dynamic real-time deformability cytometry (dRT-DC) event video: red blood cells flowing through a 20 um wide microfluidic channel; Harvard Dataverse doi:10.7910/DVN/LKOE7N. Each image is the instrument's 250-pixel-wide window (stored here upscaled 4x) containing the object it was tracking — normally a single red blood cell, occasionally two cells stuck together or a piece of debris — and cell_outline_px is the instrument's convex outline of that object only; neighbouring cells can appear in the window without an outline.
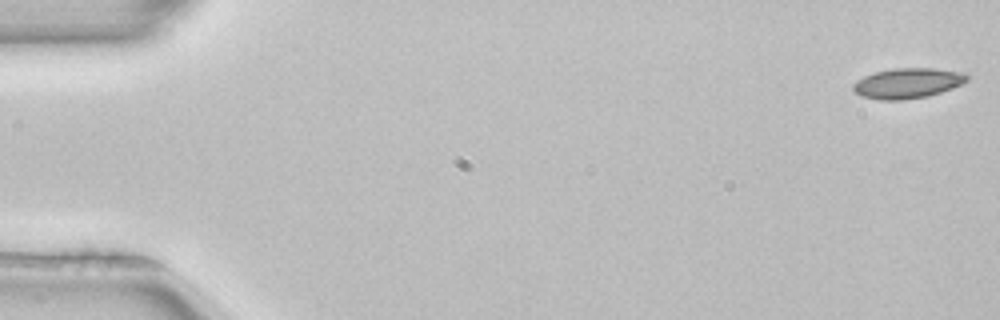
{"species": "common noctule bat (a hibernating species)", "species_latin": "Nyctalus noctula", "temperature_condition": "room temperature", "stored_images_in_passage": 12, "camera_frame_rate_fps": 3000, "um_per_image_px": 0.085, "animal": {"sex": "female", "body_mass_g": 22.7, "forearm_length_mm": 54.2}, "frame": {"image": 1, "passage_image": 1, "time_ms": 0.0, "image_size_px": [1000, 320], "cell_outline_px": [[972, 76], [968, 80], [952, 88], [928, 96], [904, 100], [880, 100], [860, 96], [852, 88], [852, 84], [856, 80], [864, 76], [876, 72], [896, 68], [932, 68], [968, 72]], "centroid_in_image_um": [77.18, 7.07], "position_along_channel_um": 7.8, "area_um2": 20.29}}
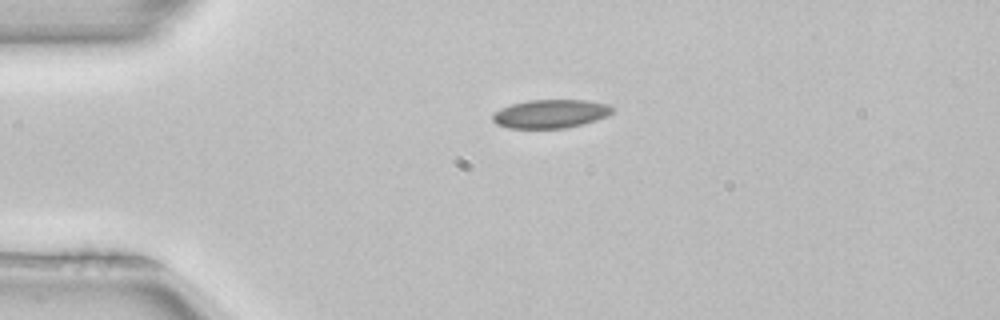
{"frame": {"image": 2, "passage_image": 12, "time_ms": 3.667, "image_size_px": [1000, 320], "cell_outline_px": [[612, 112], [608, 116], [584, 124], [568, 128], [508, 128], [496, 124], [492, 120], [492, 116], [500, 108], [512, 104], [528, 100], [588, 100], [608, 104], [612, 108]], "centroid_in_image_um": [46.8, 9.67], "position_along_channel_um": 38.2, "area_um2": 20.0}}